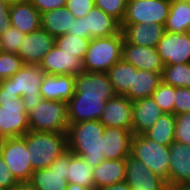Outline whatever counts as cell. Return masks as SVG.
Returning a JSON list of instances; mask_svg holds the SVG:
<instances>
[{
    "label": "cell",
    "mask_w": 190,
    "mask_h": 190,
    "mask_svg": "<svg viewBox=\"0 0 190 190\" xmlns=\"http://www.w3.org/2000/svg\"><path fill=\"white\" fill-rule=\"evenodd\" d=\"M104 128L99 120L70 124L67 131L68 149L95 168L106 160L102 139Z\"/></svg>",
    "instance_id": "obj_1"
},
{
    "label": "cell",
    "mask_w": 190,
    "mask_h": 190,
    "mask_svg": "<svg viewBox=\"0 0 190 190\" xmlns=\"http://www.w3.org/2000/svg\"><path fill=\"white\" fill-rule=\"evenodd\" d=\"M26 147L34 171L48 168L68 150V136L67 133L30 130L26 133Z\"/></svg>",
    "instance_id": "obj_2"
},
{
    "label": "cell",
    "mask_w": 190,
    "mask_h": 190,
    "mask_svg": "<svg viewBox=\"0 0 190 190\" xmlns=\"http://www.w3.org/2000/svg\"><path fill=\"white\" fill-rule=\"evenodd\" d=\"M45 75L40 64H24L12 77L1 80L0 85L22 98L29 114L43 99L40 87Z\"/></svg>",
    "instance_id": "obj_3"
},
{
    "label": "cell",
    "mask_w": 190,
    "mask_h": 190,
    "mask_svg": "<svg viewBox=\"0 0 190 190\" xmlns=\"http://www.w3.org/2000/svg\"><path fill=\"white\" fill-rule=\"evenodd\" d=\"M28 131L29 118L22 98L0 85V139L21 137Z\"/></svg>",
    "instance_id": "obj_4"
},
{
    "label": "cell",
    "mask_w": 190,
    "mask_h": 190,
    "mask_svg": "<svg viewBox=\"0 0 190 190\" xmlns=\"http://www.w3.org/2000/svg\"><path fill=\"white\" fill-rule=\"evenodd\" d=\"M124 36L122 30L113 36L90 39L83 59L84 72H103L122 59Z\"/></svg>",
    "instance_id": "obj_5"
},
{
    "label": "cell",
    "mask_w": 190,
    "mask_h": 190,
    "mask_svg": "<svg viewBox=\"0 0 190 190\" xmlns=\"http://www.w3.org/2000/svg\"><path fill=\"white\" fill-rule=\"evenodd\" d=\"M29 126L35 132L67 133L69 128L67 103L42 99L28 114Z\"/></svg>",
    "instance_id": "obj_6"
},
{
    "label": "cell",
    "mask_w": 190,
    "mask_h": 190,
    "mask_svg": "<svg viewBox=\"0 0 190 190\" xmlns=\"http://www.w3.org/2000/svg\"><path fill=\"white\" fill-rule=\"evenodd\" d=\"M131 155L144 163L153 173L165 179L168 184L169 146L161 145L145 134L133 135Z\"/></svg>",
    "instance_id": "obj_7"
},
{
    "label": "cell",
    "mask_w": 190,
    "mask_h": 190,
    "mask_svg": "<svg viewBox=\"0 0 190 190\" xmlns=\"http://www.w3.org/2000/svg\"><path fill=\"white\" fill-rule=\"evenodd\" d=\"M0 155L15 179L29 182L34 170L26 147V134L21 137L5 138L0 141Z\"/></svg>",
    "instance_id": "obj_8"
},
{
    "label": "cell",
    "mask_w": 190,
    "mask_h": 190,
    "mask_svg": "<svg viewBox=\"0 0 190 190\" xmlns=\"http://www.w3.org/2000/svg\"><path fill=\"white\" fill-rule=\"evenodd\" d=\"M170 6L168 0H128L122 23L165 25Z\"/></svg>",
    "instance_id": "obj_9"
},
{
    "label": "cell",
    "mask_w": 190,
    "mask_h": 190,
    "mask_svg": "<svg viewBox=\"0 0 190 190\" xmlns=\"http://www.w3.org/2000/svg\"><path fill=\"white\" fill-rule=\"evenodd\" d=\"M71 153L68 149L50 167L34 171L29 182L36 190H67V167Z\"/></svg>",
    "instance_id": "obj_10"
},
{
    "label": "cell",
    "mask_w": 190,
    "mask_h": 190,
    "mask_svg": "<svg viewBox=\"0 0 190 190\" xmlns=\"http://www.w3.org/2000/svg\"><path fill=\"white\" fill-rule=\"evenodd\" d=\"M156 49L164 65L190 63V34L165 32Z\"/></svg>",
    "instance_id": "obj_11"
},
{
    "label": "cell",
    "mask_w": 190,
    "mask_h": 190,
    "mask_svg": "<svg viewBox=\"0 0 190 190\" xmlns=\"http://www.w3.org/2000/svg\"><path fill=\"white\" fill-rule=\"evenodd\" d=\"M114 96H83L74 94L67 103L68 121L70 124L99 120L107 100Z\"/></svg>",
    "instance_id": "obj_12"
},
{
    "label": "cell",
    "mask_w": 190,
    "mask_h": 190,
    "mask_svg": "<svg viewBox=\"0 0 190 190\" xmlns=\"http://www.w3.org/2000/svg\"><path fill=\"white\" fill-rule=\"evenodd\" d=\"M125 181L131 190H166L167 182L133 157L126 158Z\"/></svg>",
    "instance_id": "obj_13"
},
{
    "label": "cell",
    "mask_w": 190,
    "mask_h": 190,
    "mask_svg": "<svg viewBox=\"0 0 190 190\" xmlns=\"http://www.w3.org/2000/svg\"><path fill=\"white\" fill-rule=\"evenodd\" d=\"M40 67L49 75H72L77 76L84 72L83 60L74 53L64 52L55 44L44 56Z\"/></svg>",
    "instance_id": "obj_14"
},
{
    "label": "cell",
    "mask_w": 190,
    "mask_h": 190,
    "mask_svg": "<svg viewBox=\"0 0 190 190\" xmlns=\"http://www.w3.org/2000/svg\"><path fill=\"white\" fill-rule=\"evenodd\" d=\"M54 44L55 38L48 31L40 28L25 35L17 55L24 64H40Z\"/></svg>",
    "instance_id": "obj_15"
},
{
    "label": "cell",
    "mask_w": 190,
    "mask_h": 190,
    "mask_svg": "<svg viewBox=\"0 0 190 190\" xmlns=\"http://www.w3.org/2000/svg\"><path fill=\"white\" fill-rule=\"evenodd\" d=\"M99 121L104 127H119L132 131V101L125 95H115L107 100Z\"/></svg>",
    "instance_id": "obj_16"
},
{
    "label": "cell",
    "mask_w": 190,
    "mask_h": 190,
    "mask_svg": "<svg viewBox=\"0 0 190 190\" xmlns=\"http://www.w3.org/2000/svg\"><path fill=\"white\" fill-rule=\"evenodd\" d=\"M123 43L155 47L164 36L165 25L148 23H121Z\"/></svg>",
    "instance_id": "obj_17"
},
{
    "label": "cell",
    "mask_w": 190,
    "mask_h": 190,
    "mask_svg": "<svg viewBox=\"0 0 190 190\" xmlns=\"http://www.w3.org/2000/svg\"><path fill=\"white\" fill-rule=\"evenodd\" d=\"M122 59L138 70H149L162 73L164 64L155 47L138 46L123 43Z\"/></svg>",
    "instance_id": "obj_18"
},
{
    "label": "cell",
    "mask_w": 190,
    "mask_h": 190,
    "mask_svg": "<svg viewBox=\"0 0 190 190\" xmlns=\"http://www.w3.org/2000/svg\"><path fill=\"white\" fill-rule=\"evenodd\" d=\"M133 133L119 127H105L102 136L103 154L107 160L126 159L131 154Z\"/></svg>",
    "instance_id": "obj_19"
},
{
    "label": "cell",
    "mask_w": 190,
    "mask_h": 190,
    "mask_svg": "<svg viewBox=\"0 0 190 190\" xmlns=\"http://www.w3.org/2000/svg\"><path fill=\"white\" fill-rule=\"evenodd\" d=\"M169 150L168 184L189 183L190 145L174 141L169 145Z\"/></svg>",
    "instance_id": "obj_20"
},
{
    "label": "cell",
    "mask_w": 190,
    "mask_h": 190,
    "mask_svg": "<svg viewBox=\"0 0 190 190\" xmlns=\"http://www.w3.org/2000/svg\"><path fill=\"white\" fill-rule=\"evenodd\" d=\"M133 110V135L145 134L160 116L164 114L152 97L132 101Z\"/></svg>",
    "instance_id": "obj_21"
},
{
    "label": "cell",
    "mask_w": 190,
    "mask_h": 190,
    "mask_svg": "<svg viewBox=\"0 0 190 190\" xmlns=\"http://www.w3.org/2000/svg\"><path fill=\"white\" fill-rule=\"evenodd\" d=\"M83 96H115L108 73L82 72L75 77V93Z\"/></svg>",
    "instance_id": "obj_22"
},
{
    "label": "cell",
    "mask_w": 190,
    "mask_h": 190,
    "mask_svg": "<svg viewBox=\"0 0 190 190\" xmlns=\"http://www.w3.org/2000/svg\"><path fill=\"white\" fill-rule=\"evenodd\" d=\"M75 93V76L46 74L40 87V94L45 100L68 103Z\"/></svg>",
    "instance_id": "obj_23"
},
{
    "label": "cell",
    "mask_w": 190,
    "mask_h": 190,
    "mask_svg": "<svg viewBox=\"0 0 190 190\" xmlns=\"http://www.w3.org/2000/svg\"><path fill=\"white\" fill-rule=\"evenodd\" d=\"M10 20L12 27L24 34L32 33L41 28V13L30 0L10 4Z\"/></svg>",
    "instance_id": "obj_24"
},
{
    "label": "cell",
    "mask_w": 190,
    "mask_h": 190,
    "mask_svg": "<svg viewBox=\"0 0 190 190\" xmlns=\"http://www.w3.org/2000/svg\"><path fill=\"white\" fill-rule=\"evenodd\" d=\"M85 25L92 39L110 37L121 31V23L96 6L85 16Z\"/></svg>",
    "instance_id": "obj_25"
},
{
    "label": "cell",
    "mask_w": 190,
    "mask_h": 190,
    "mask_svg": "<svg viewBox=\"0 0 190 190\" xmlns=\"http://www.w3.org/2000/svg\"><path fill=\"white\" fill-rule=\"evenodd\" d=\"M126 159L104 160L93 168L95 188L111 186L125 181Z\"/></svg>",
    "instance_id": "obj_26"
},
{
    "label": "cell",
    "mask_w": 190,
    "mask_h": 190,
    "mask_svg": "<svg viewBox=\"0 0 190 190\" xmlns=\"http://www.w3.org/2000/svg\"><path fill=\"white\" fill-rule=\"evenodd\" d=\"M75 19L72 12L64 6L42 13L41 28L56 38L57 36L67 34Z\"/></svg>",
    "instance_id": "obj_27"
},
{
    "label": "cell",
    "mask_w": 190,
    "mask_h": 190,
    "mask_svg": "<svg viewBox=\"0 0 190 190\" xmlns=\"http://www.w3.org/2000/svg\"><path fill=\"white\" fill-rule=\"evenodd\" d=\"M161 82V73L149 70H138L134 72L133 86L125 96L131 101L151 97Z\"/></svg>",
    "instance_id": "obj_28"
},
{
    "label": "cell",
    "mask_w": 190,
    "mask_h": 190,
    "mask_svg": "<svg viewBox=\"0 0 190 190\" xmlns=\"http://www.w3.org/2000/svg\"><path fill=\"white\" fill-rule=\"evenodd\" d=\"M67 181L72 184H79L90 190L95 189L93 179V167H91L81 156L74 153L69 155V167H67Z\"/></svg>",
    "instance_id": "obj_29"
},
{
    "label": "cell",
    "mask_w": 190,
    "mask_h": 190,
    "mask_svg": "<svg viewBox=\"0 0 190 190\" xmlns=\"http://www.w3.org/2000/svg\"><path fill=\"white\" fill-rule=\"evenodd\" d=\"M138 69L123 59L115 63L109 70L108 76L116 95H125L133 86L134 72Z\"/></svg>",
    "instance_id": "obj_30"
},
{
    "label": "cell",
    "mask_w": 190,
    "mask_h": 190,
    "mask_svg": "<svg viewBox=\"0 0 190 190\" xmlns=\"http://www.w3.org/2000/svg\"><path fill=\"white\" fill-rule=\"evenodd\" d=\"M190 30V2L172 3L165 24V31L186 33Z\"/></svg>",
    "instance_id": "obj_31"
},
{
    "label": "cell",
    "mask_w": 190,
    "mask_h": 190,
    "mask_svg": "<svg viewBox=\"0 0 190 190\" xmlns=\"http://www.w3.org/2000/svg\"><path fill=\"white\" fill-rule=\"evenodd\" d=\"M175 126V115L164 113L145 133V135L161 145L169 146L172 142H174Z\"/></svg>",
    "instance_id": "obj_32"
},
{
    "label": "cell",
    "mask_w": 190,
    "mask_h": 190,
    "mask_svg": "<svg viewBox=\"0 0 190 190\" xmlns=\"http://www.w3.org/2000/svg\"><path fill=\"white\" fill-rule=\"evenodd\" d=\"M161 79L163 83L173 87L190 88V63L164 65Z\"/></svg>",
    "instance_id": "obj_33"
},
{
    "label": "cell",
    "mask_w": 190,
    "mask_h": 190,
    "mask_svg": "<svg viewBox=\"0 0 190 190\" xmlns=\"http://www.w3.org/2000/svg\"><path fill=\"white\" fill-rule=\"evenodd\" d=\"M90 44V39L81 38L71 34H64L55 38V45L64 52L74 53L82 60Z\"/></svg>",
    "instance_id": "obj_34"
},
{
    "label": "cell",
    "mask_w": 190,
    "mask_h": 190,
    "mask_svg": "<svg viewBox=\"0 0 190 190\" xmlns=\"http://www.w3.org/2000/svg\"><path fill=\"white\" fill-rule=\"evenodd\" d=\"M151 97L164 113L174 114L175 87L161 82Z\"/></svg>",
    "instance_id": "obj_35"
},
{
    "label": "cell",
    "mask_w": 190,
    "mask_h": 190,
    "mask_svg": "<svg viewBox=\"0 0 190 190\" xmlns=\"http://www.w3.org/2000/svg\"><path fill=\"white\" fill-rule=\"evenodd\" d=\"M23 66L24 62L17 53L2 52L0 54V81L9 79Z\"/></svg>",
    "instance_id": "obj_36"
},
{
    "label": "cell",
    "mask_w": 190,
    "mask_h": 190,
    "mask_svg": "<svg viewBox=\"0 0 190 190\" xmlns=\"http://www.w3.org/2000/svg\"><path fill=\"white\" fill-rule=\"evenodd\" d=\"M26 34L22 33L15 27H10L6 32L0 35V45L2 52L18 53L19 47Z\"/></svg>",
    "instance_id": "obj_37"
},
{
    "label": "cell",
    "mask_w": 190,
    "mask_h": 190,
    "mask_svg": "<svg viewBox=\"0 0 190 190\" xmlns=\"http://www.w3.org/2000/svg\"><path fill=\"white\" fill-rule=\"evenodd\" d=\"M128 0H95V6L122 23Z\"/></svg>",
    "instance_id": "obj_38"
},
{
    "label": "cell",
    "mask_w": 190,
    "mask_h": 190,
    "mask_svg": "<svg viewBox=\"0 0 190 190\" xmlns=\"http://www.w3.org/2000/svg\"><path fill=\"white\" fill-rule=\"evenodd\" d=\"M175 117L174 141L190 145V112Z\"/></svg>",
    "instance_id": "obj_39"
},
{
    "label": "cell",
    "mask_w": 190,
    "mask_h": 190,
    "mask_svg": "<svg viewBox=\"0 0 190 190\" xmlns=\"http://www.w3.org/2000/svg\"><path fill=\"white\" fill-rule=\"evenodd\" d=\"M174 115L190 112V88L175 87Z\"/></svg>",
    "instance_id": "obj_40"
},
{
    "label": "cell",
    "mask_w": 190,
    "mask_h": 190,
    "mask_svg": "<svg viewBox=\"0 0 190 190\" xmlns=\"http://www.w3.org/2000/svg\"><path fill=\"white\" fill-rule=\"evenodd\" d=\"M95 6V0H67L66 7L75 18L86 16Z\"/></svg>",
    "instance_id": "obj_41"
},
{
    "label": "cell",
    "mask_w": 190,
    "mask_h": 190,
    "mask_svg": "<svg viewBox=\"0 0 190 190\" xmlns=\"http://www.w3.org/2000/svg\"><path fill=\"white\" fill-rule=\"evenodd\" d=\"M18 183L0 155V190H11Z\"/></svg>",
    "instance_id": "obj_42"
},
{
    "label": "cell",
    "mask_w": 190,
    "mask_h": 190,
    "mask_svg": "<svg viewBox=\"0 0 190 190\" xmlns=\"http://www.w3.org/2000/svg\"><path fill=\"white\" fill-rule=\"evenodd\" d=\"M32 5L42 14L53 9L66 6L67 0H30Z\"/></svg>",
    "instance_id": "obj_43"
},
{
    "label": "cell",
    "mask_w": 190,
    "mask_h": 190,
    "mask_svg": "<svg viewBox=\"0 0 190 190\" xmlns=\"http://www.w3.org/2000/svg\"><path fill=\"white\" fill-rule=\"evenodd\" d=\"M12 26L10 20V3L0 0V35Z\"/></svg>",
    "instance_id": "obj_44"
},
{
    "label": "cell",
    "mask_w": 190,
    "mask_h": 190,
    "mask_svg": "<svg viewBox=\"0 0 190 190\" xmlns=\"http://www.w3.org/2000/svg\"><path fill=\"white\" fill-rule=\"evenodd\" d=\"M68 34L75 35L85 39H92V37L86 31L85 16L76 18L73 21V25L69 29Z\"/></svg>",
    "instance_id": "obj_45"
},
{
    "label": "cell",
    "mask_w": 190,
    "mask_h": 190,
    "mask_svg": "<svg viewBox=\"0 0 190 190\" xmlns=\"http://www.w3.org/2000/svg\"><path fill=\"white\" fill-rule=\"evenodd\" d=\"M94 190H131L126 181L111 186L95 188Z\"/></svg>",
    "instance_id": "obj_46"
},
{
    "label": "cell",
    "mask_w": 190,
    "mask_h": 190,
    "mask_svg": "<svg viewBox=\"0 0 190 190\" xmlns=\"http://www.w3.org/2000/svg\"><path fill=\"white\" fill-rule=\"evenodd\" d=\"M11 190H36L30 182H20Z\"/></svg>",
    "instance_id": "obj_47"
},
{
    "label": "cell",
    "mask_w": 190,
    "mask_h": 190,
    "mask_svg": "<svg viewBox=\"0 0 190 190\" xmlns=\"http://www.w3.org/2000/svg\"><path fill=\"white\" fill-rule=\"evenodd\" d=\"M166 190H190L187 184H167Z\"/></svg>",
    "instance_id": "obj_48"
},
{
    "label": "cell",
    "mask_w": 190,
    "mask_h": 190,
    "mask_svg": "<svg viewBox=\"0 0 190 190\" xmlns=\"http://www.w3.org/2000/svg\"><path fill=\"white\" fill-rule=\"evenodd\" d=\"M67 190H90V189L80 186L79 184L68 183Z\"/></svg>",
    "instance_id": "obj_49"
},
{
    "label": "cell",
    "mask_w": 190,
    "mask_h": 190,
    "mask_svg": "<svg viewBox=\"0 0 190 190\" xmlns=\"http://www.w3.org/2000/svg\"><path fill=\"white\" fill-rule=\"evenodd\" d=\"M171 4L178 3V2H190V0H168Z\"/></svg>",
    "instance_id": "obj_50"
},
{
    "label": "cell",
    "mask_w": 190,
    "mask_h": 190,
    "mask_svg": "<svg viewBox=\"0 0 190 190\" xmlns=\"http://www.w3.org/2000/svg\"><path fill=\"white\" fill-rule=\"evenodd\" d=\"M4 1L11 4V3H17V2H22V1H26V0H4Z\"/></svg>",
    "instance_id": "obj_51"
}]
</instances>
